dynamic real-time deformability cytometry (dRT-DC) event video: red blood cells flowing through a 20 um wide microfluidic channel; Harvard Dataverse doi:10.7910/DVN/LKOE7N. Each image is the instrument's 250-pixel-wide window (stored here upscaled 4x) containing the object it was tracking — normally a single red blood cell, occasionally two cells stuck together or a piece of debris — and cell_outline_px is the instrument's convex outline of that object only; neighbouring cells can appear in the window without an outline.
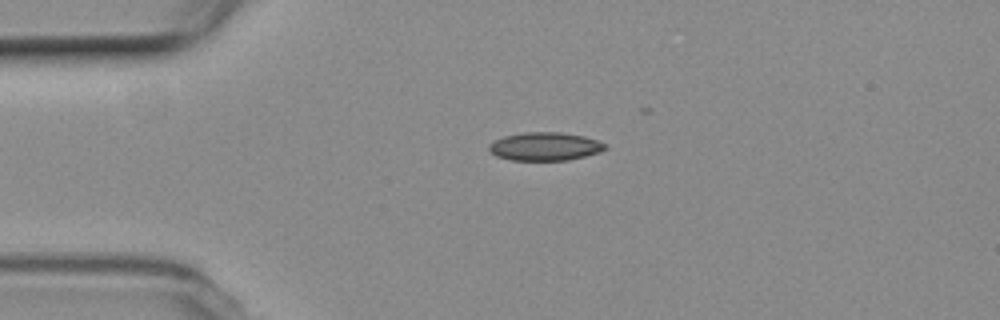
{"species": "common noctule bat (a hibernating species)", "species_latin": "Nyctalus noctula", "temperature_condition": "room temperature", "stored_images_in_passage": 13, "camera_frame_rate_fps": 3000, "um_per_image_px": 0.085, "animal": {"sex": "female", "body_mass_g": 19.3, "forearm_length_mm": 54.1}, "frame": {"image": 1, "passage_image": 1, "time_ms": 0.0, "image_size_px": [1000, 320], "cell_outline_px": [[608, 148], [600, 152], [568, 160], [512, 160], [496, 156], [488, 148], [488, 144], [504, 136], [524, 132], [560, 132], [584, 136], [596, 140], [604, 144]], "centroid_in_image_um": [46.32, 12.44], "position_along_channel_um": 38.7, "area_um2": 19.02}}
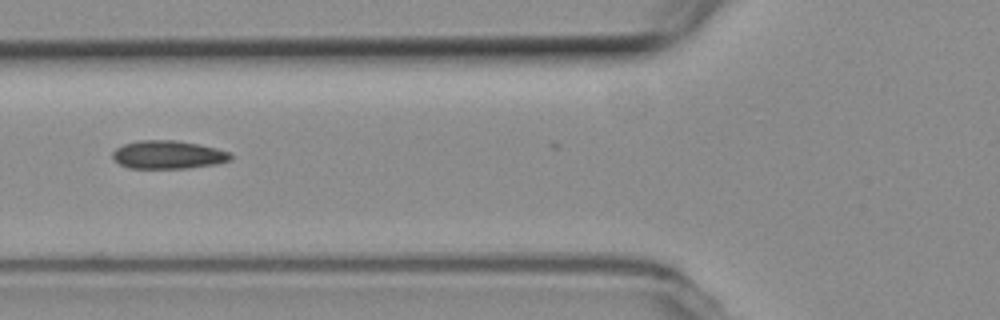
{"frame": {"image": 2, "passage_image": 9, "time_ms": 2.667, "image_size_px": [1000, 320], "cell_outline_px": [[232, 156], [228, 160], [216, 164], [188, 168], [128, 168], [120, 164], [112, 156], [112, 152], [116, 148], [124, 144], [140, 140], [176, 140], [216, 148], [228, 152]], "centroid_in_image_um": [14.25, 13.15], "position_along_channel_um": 111.5, "area_um2": 19.19}}
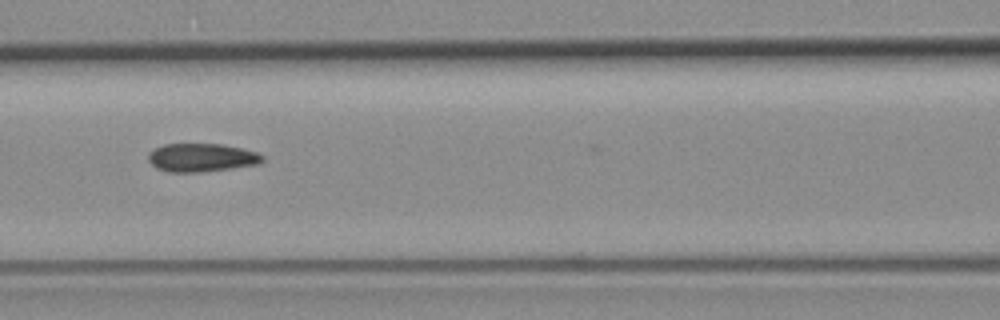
{"frame": {"image": 3, "passage_image": 12, "time_ms": 3.667, "image_size_px": [1000, 320], "cell_outline_px": [[264, 160], [256, 164], [232, 168], [200, 172], [168, 172], [156, 168], [148, 160], [148, 152], [164, 144], [220, 144], [240, 148], [256, 152], [264, 156]], "centroid_in_image_um": [17.1, 13.4], "position_along_channel_um": 149.5, "area_um2": 18.73}}